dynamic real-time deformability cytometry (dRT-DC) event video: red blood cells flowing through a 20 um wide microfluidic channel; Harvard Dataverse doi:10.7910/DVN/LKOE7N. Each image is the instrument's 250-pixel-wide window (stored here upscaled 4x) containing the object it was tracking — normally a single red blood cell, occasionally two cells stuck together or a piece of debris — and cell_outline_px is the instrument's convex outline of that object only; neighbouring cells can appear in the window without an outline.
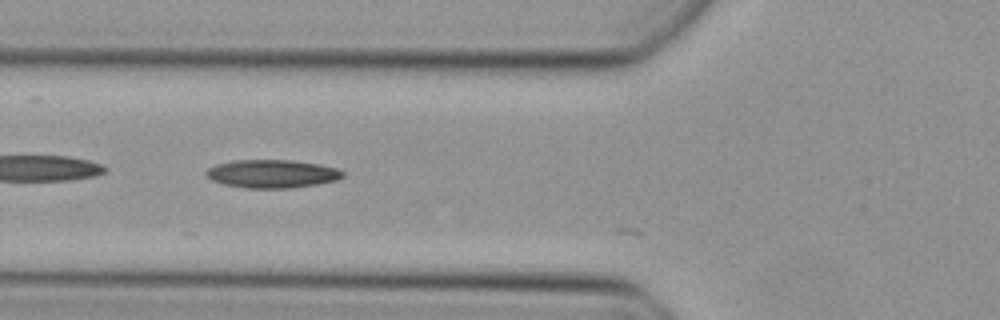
{"species": "Egyptian fruit bat (a non-hibernating species)", "species_latin": "Rousettus aegyptiacus", "temperature_condition": "cold", "stored_images_in_passage": 4, "camera_frame_rate_fps": 3000, "um_per_image_px": 0.085, "animal": {"sex": "female"}, "frame": {"image": 1, "passage_image": 2, "time_ms": 0.333, "image_size_px": [1000, 320], "cell_outline_px": [[344, 176], [336, 180], [316, 184], [288, 188], [248, 188], [224, 184], [212, 180], [204, 172], [208, 168], [216, 164], [232, 160], [292, 160], [320, 164], [336, 168], [344, 172]], "centroid_in_image_um": [23.12, 14.76], "position_along_channel_um": 102.7, "area_um2": 22.37}}